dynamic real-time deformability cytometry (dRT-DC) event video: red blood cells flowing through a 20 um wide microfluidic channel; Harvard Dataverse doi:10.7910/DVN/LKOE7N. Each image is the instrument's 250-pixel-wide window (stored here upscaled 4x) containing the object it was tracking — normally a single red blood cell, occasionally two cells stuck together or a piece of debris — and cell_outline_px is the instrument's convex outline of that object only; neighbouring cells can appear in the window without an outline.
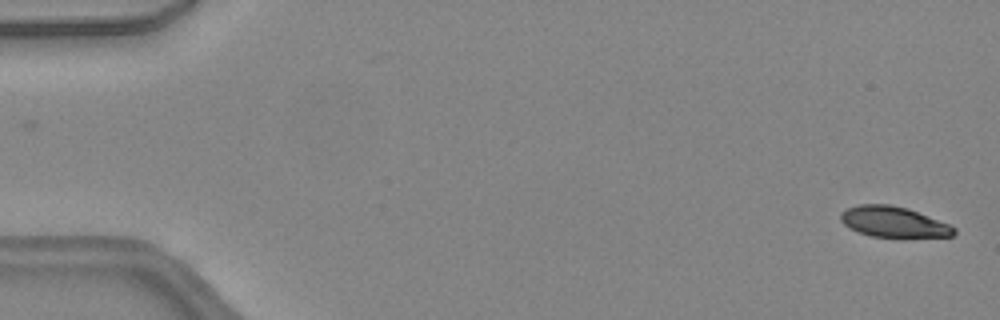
{"species": "common noctule bat (a hibernating species)", "species_latin": "Nyctalus noctula", "temperature_condition": "warm", "stored_images_in_passage": 47, "camera_frame_rate_fps": 3000, "um_per_image_px": 0.085, "animal": {"sex": "female", "body_mass_g": 24.6, "forearm_length_mm": 56.2}, "frame": {"image": 1, "passage_image": 1, "time_ms": 0.0, "image_size_px": [1000, 320], "cell_outline_px": [[956, 232], [952, 236], [872, 236], [848, 228], [840, 220], [840, 212], [848, 208], [860, 204], [888, 204], [908, 208], [948, 224], [956, 228]], "centroid_in_image_um": [75.91, 18.84], "position_along_channel_um": 9.1, "area_um2": 19.83}}
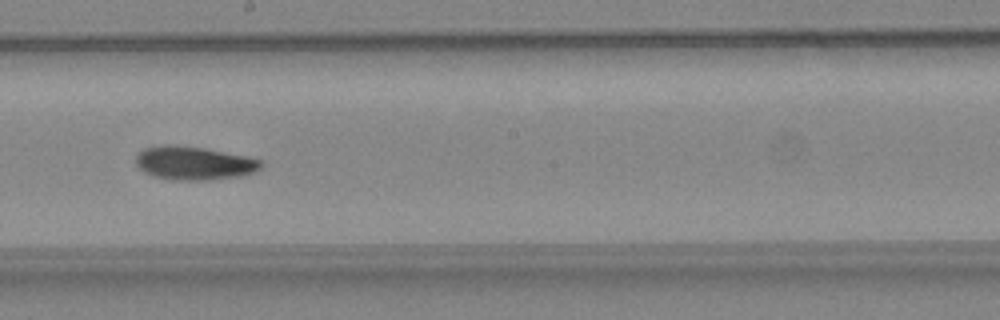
{"frame": {"image": 2, "passage_image": 26, "time_ms": 8.333, "image_size_px": [1000, 320], "cell_outline_px": [[264, 164], [256, 172], [244, 176], [208, 180], [172, 180], [152, 176], [144, 172], [136, 164], [136, 156], [144, 148], [160, 144], [168, 144], [204, 148], [244, 156], [260, 160]], "centroid_in_image_um": [16.48, 13.87], "position_along_channel_um": 231.7, "area_um2": 24.57}}
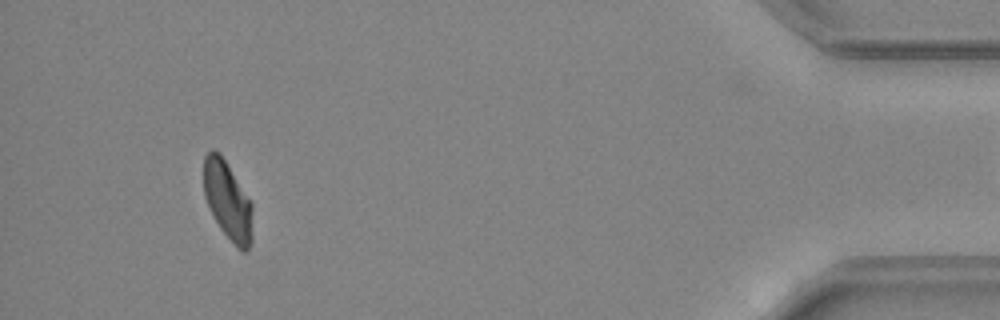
{"frame": {"image": 3, "passage_image": 43, "time_ms": 14.0, "image_size_px": [1000, 320], "cell_outline_px": [[252, 240], [248, 252], [244, 252], [236, 248], [220, 228], [204, 196], [204, 156], [212, 148], [220, 152], [252, 204]], "centroid_in_image_um": [19.36, 17.08], "position_along_channel_um": 415.8, "area_um2": 22.25}, "authors_computed_cell_mechanics": {"area_um2": 23.1778, "velocity_mm_per_s": 4.4732, "shape_relaxation_time_tau1_ms": 7.9293, "shape_relaxation_time_tau2_ms": 5.8852, "deformation_change_tau1": 0.2055, "deformation_change_tau2": 0.1188}}